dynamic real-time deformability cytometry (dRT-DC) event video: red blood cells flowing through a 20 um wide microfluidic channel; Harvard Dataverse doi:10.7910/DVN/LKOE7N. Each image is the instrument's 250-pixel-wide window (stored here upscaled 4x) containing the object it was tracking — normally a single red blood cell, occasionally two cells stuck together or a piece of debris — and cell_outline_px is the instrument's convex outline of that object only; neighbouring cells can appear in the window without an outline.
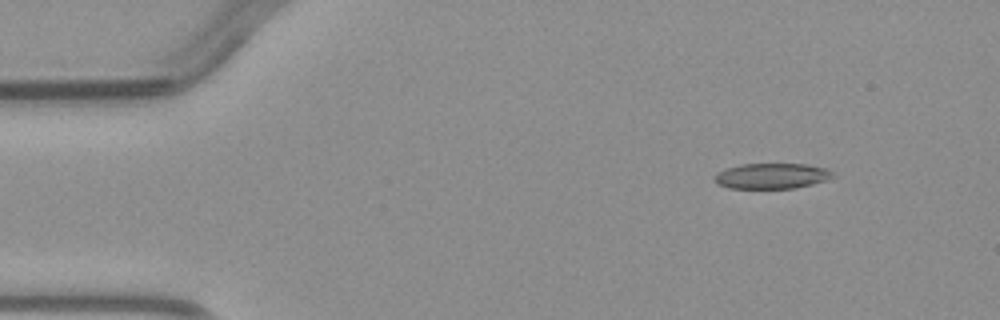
{"species": "common noctule bat (a hibernating species)", "species_latin": "Nyctalus noctula", "temperature_condition": "warm", "stored_images_in_passage": 3, "camera_frame_rate_fps": 3000, "um_per_image_px": 0.085, "animal": {"sex": "male", "body_mass_g": 23.1, "forearm_length_mm": 52.7}, "frame": {"image": 1, "passage_image": 1, "time_ms": 0.0, "image_size_px": [1000, 320], "cell_outline_px": [[836, 176], [828, 180], [796, 188], [728, 188], [716, 184], [712, 180], [716, 172], [740, 164], [804, 164], [828, 168]], "centroid_in_image_um": [65.59, 14.96], "position_along_channel_um": 19.4, "area_um2": 17.8}}